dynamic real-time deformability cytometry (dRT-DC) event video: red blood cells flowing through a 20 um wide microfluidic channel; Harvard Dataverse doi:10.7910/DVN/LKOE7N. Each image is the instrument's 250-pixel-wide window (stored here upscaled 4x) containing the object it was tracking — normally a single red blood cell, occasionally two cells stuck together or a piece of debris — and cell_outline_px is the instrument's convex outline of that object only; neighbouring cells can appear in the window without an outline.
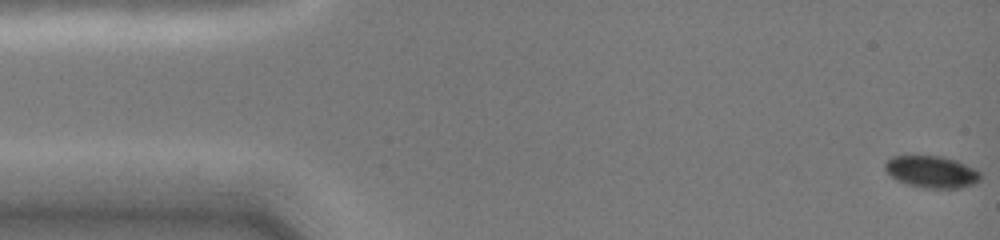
{"species": "common noctule bat (a hibernating species)", "species_latin": "Nyctalus noctula", "temperature_condition": "cold", "stored_images_in_passage": 48, "camera_frame_rate_fps": 3000, "um_per_image_px": 0.085, "animal": {"sex": "female", "body_mass_g": 19.0, "forearm_length_mm": 51.5}, "frame": {"image": 1, "passage_image": 1, "time_ms": 0.0, "image_size_px": [1000, 240], "cell_outline_px": [[980, 180], [976, 184], [960, 188], [920, 188], [896, 180], [884, 168], [884, 164], [892, 156], [944, 156], [956, 160], [976, 168], [980, 172]], "centroid_in_image_um": [79.23, 14.61], "position_along_channel_um": 5.8, "area_um2": 17.92}}
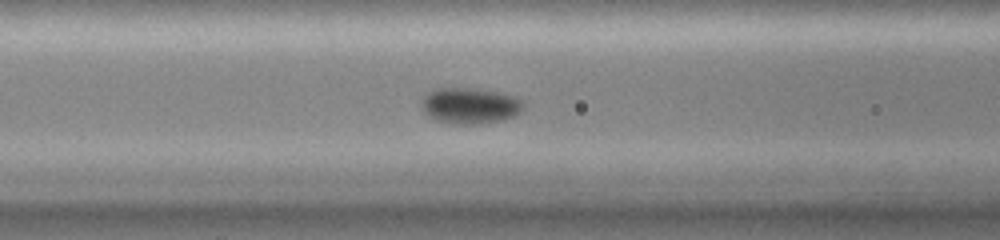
{"frame": {"image": 2, "passage_image": 19, "time_ms": 6.0, "image_size_px": [1000, 240], "cell_outline_px": [[524, 104], [520, 112], [512, 116], [496, 120], [472, 124], [468, 124], [436, 120], [424, 112], [420, 104], [420, 100], [428, 92], [436, 88], [476, 88], [500, 92], [524, 100]], "centroid_in_image_um": [39.92, 8.94], "position_along_channel_um": 126.7, "area_um2": 21.04}}
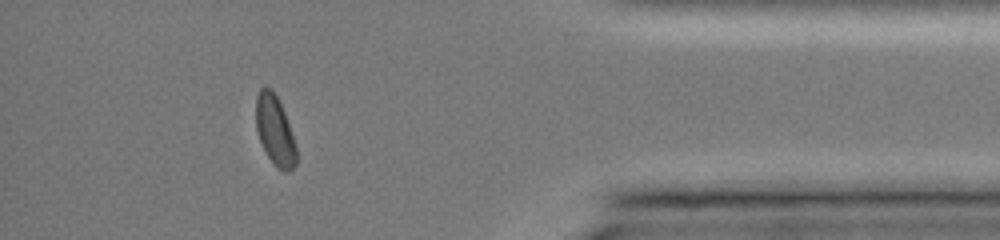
{"frame": {"image": 3, "passage_image": 42, "time_ms": 13.667, "image_size_px": [1000, 240], "cell_outline_px": [[296, 164], [288, 172], [284, 172], [276, 168], [268, 156], [260, 140], [256, 128], [256, 96], [260, 88], [272, 88], [284, 112], [296, 148]], "centroid_in_image_um": [23.35, 11.11], "position_along_channel_um": 411.8, "area_um2": 16.07}, "authors_computed_cell_mechanics": {"area_um2": 18.6116, "velocity_mm_per_s": 4.0549, "shape_relaxation_time_tau1_ms": 1.8266, "shape_relaxation_time_tau2_ms": null, "deformation_change_tau1": 0.0549, "deformation_change_tau2": null}}